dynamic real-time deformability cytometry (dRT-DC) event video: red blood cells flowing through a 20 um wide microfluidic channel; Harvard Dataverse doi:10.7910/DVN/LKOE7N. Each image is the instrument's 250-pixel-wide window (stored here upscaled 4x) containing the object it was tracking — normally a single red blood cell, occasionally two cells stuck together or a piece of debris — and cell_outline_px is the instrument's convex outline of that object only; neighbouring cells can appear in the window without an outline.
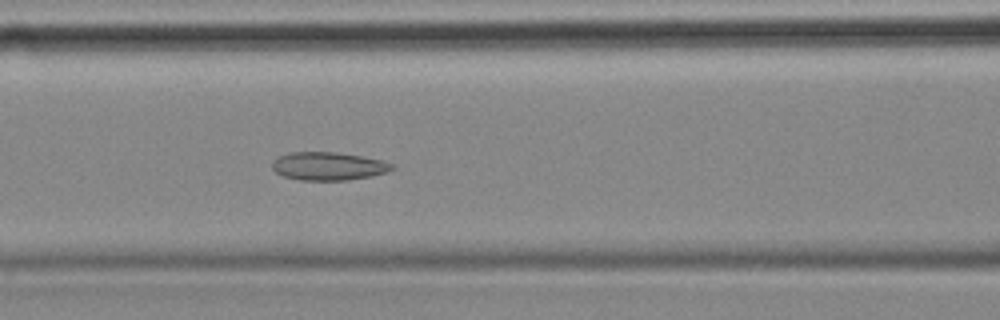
{"species": "common noctule bat (a hibernating species)", "species_latin": "Nyctalus noctula", "temperature_condition": "cold", "stored_images_in_passage": 56, "camera_frame_rate_fps": 3000, "um_per_image_px": 0.085, "animal": {"sex": "female", "body_mass_g": 18.4}, "frame": {"image": 1, "passage_image": 23, "time_ms": 7.333, "image_size_px": [1000, 320], "cell_outline_px": [[396, 168], [388, 172], [372, 176], [348, 180], [300, 180], [284, 176], [276, 172], [272, 168], [272, 160], [288, 152], [336, 152], [384, 160], [392, 164]], "centroid_in_image_um": [27.93, 14.12], "position_along_channel_um": 138.7, "area_um2": 19.77}}
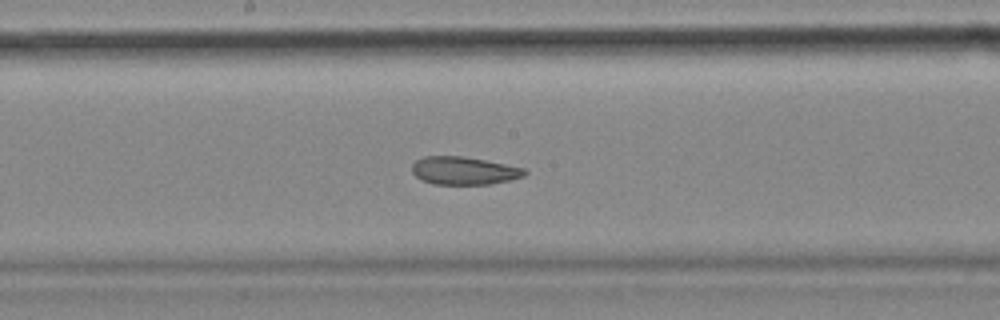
{"frame": {"image": 2, "passage_image": 29, "time_ms": 9.333, "image_size_px": [1000, 320], "cell_outline_px": [[528, 172], [524, 176], [512, 180], [488, 184], [432, 184], [420, 180], [412, 172], [412, 164], [416, 160], [424, 156], [464, 156], [524, 168]], "centroid_in_image_um": [39.42, 14.51], "position_along_channel_um": 208.8, "area_um2": 18.38}}
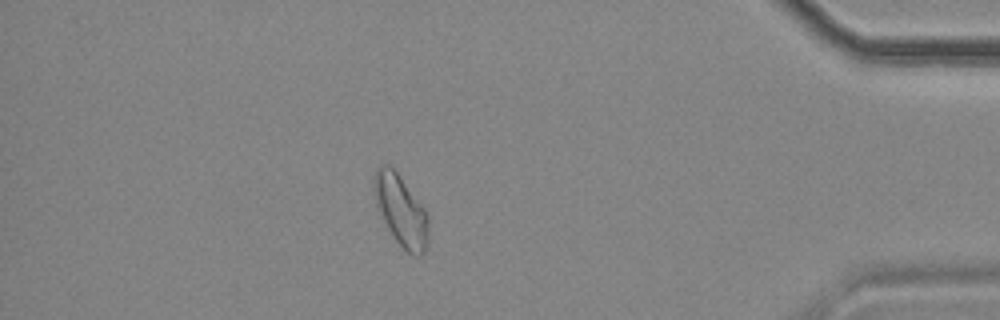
{"frame": {"image": 3, "passage_image": 49, "time_ms": 16.0, "image_size_px": [1000, 320], "cell_outline_px": [[428, 244], [424, 252], [420, 256], [412, 256], [392, 236], [376, 208], [372, 188], [372, 176], [376, 168], [380, 164], [388, 164], [400, 176], [424, 208], [428, 216]], "centroid_in_image_um": [34.04, 17.87], "position_along_channel_um": 401.2, "area_um2": 22.83}, "authors_computed_cell_mechanics": {"area_um2": 21.4438, "velocity_mm_per_s": 3.5215, "shape_relaxation_time_tau1_ms": null, "shape_relaxation_time_tau2_ms": 3.1559, "deformation_change_tau1": null, "deformation_change_tau2": 0.0944}}